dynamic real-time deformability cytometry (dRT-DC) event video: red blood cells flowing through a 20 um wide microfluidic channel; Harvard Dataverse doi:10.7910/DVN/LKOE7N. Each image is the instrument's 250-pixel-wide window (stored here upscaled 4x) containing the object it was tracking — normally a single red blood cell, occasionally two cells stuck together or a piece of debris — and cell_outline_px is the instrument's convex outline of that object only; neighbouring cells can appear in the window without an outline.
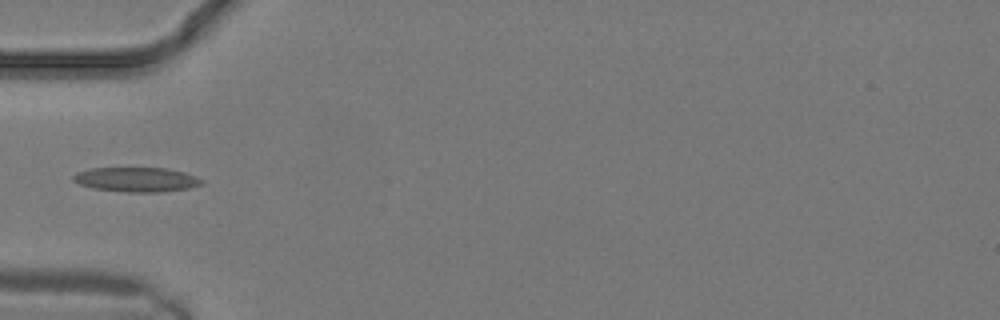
{"species": "common noctule bat (a hibernating species)", "species_latin": "Nyctalus noctula", "temperature_condition": "warm", "stored_images_in_passage": 2, "camera_frame_rate_fps": 3000, "um_per_image_px": 0.085, "animal": {"sex": "male", "body_mass_g": 19.2, "forearm_length_mm": 51.8}, "frame": {"image": 1, "passage_image": 1, "time_ms": 0.0, "image_size_px": [1000, 320], "cell_outline_px": [[204, 184], [188, 188], [164, 192], [128, 192], [92, 188], [80, 184], [72, 180], [72, 176], [76, 172], [92, 168], [168, 168], [184, 172], [196, 176], [204, 180]], "centroid_in_image_um": [11.62, 15.26], "position_along_channel_um": 73.4, "area_um2": 18.5}}